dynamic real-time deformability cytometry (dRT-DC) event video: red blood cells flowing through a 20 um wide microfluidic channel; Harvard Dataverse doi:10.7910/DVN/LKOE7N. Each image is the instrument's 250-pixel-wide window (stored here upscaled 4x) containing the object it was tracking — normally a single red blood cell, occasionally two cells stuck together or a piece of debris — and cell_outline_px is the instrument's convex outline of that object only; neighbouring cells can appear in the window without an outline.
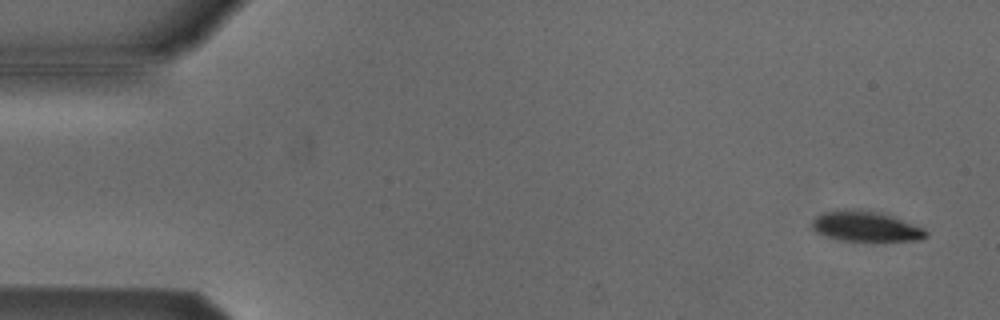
{"species": "Egyptian fruit bat (a non-hibernating species)", "species_latin": "Rousettus aegyptiacus", "temperature_condition": "cold", "stored_images_in_passage": 53, "camera_frame_rate_fps": 3000, "um_per_image_px": 0.085, "animal": {"sex": "male"}, "frame": {"image": 1, "passage_image": 3, "time_ms": 0.667, "image_size_px": [1000, 320], "cell_outline_px": [[928, 236], [920, 240], [844, 240], [824, 236], [816, 232], [812, 228], [812, 220], [820, 212], [844, 208], [860, 208], [892, 216], [924, 228], [928, 232]], "centroid_in_image_um": [73.54, 19.21], "position_along_channel_um": 11.5, "area_um2": 20.17}}
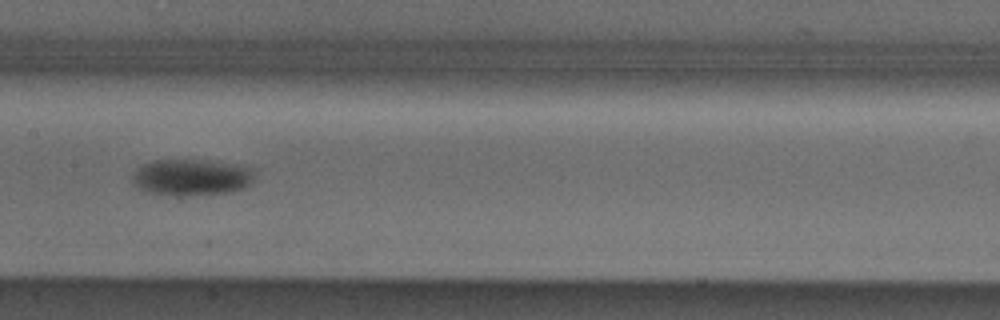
{"frame": {"image": 2, "passage_image": 27, "time_ms": 8.667, "image_size_px": [1000, 320], "cell_outline_px": [[252, 184], [244, 188], [228, 192], [148, 192], [132, 184], [132, 176], [136, 168], [152, 160], [204, 160], [236, 164], [248, 168], [252, 176]], "centroid_in_image_um": [16.24, 15.0], "position_along_channel_um": 191.2, "area_um2": 24.57}}
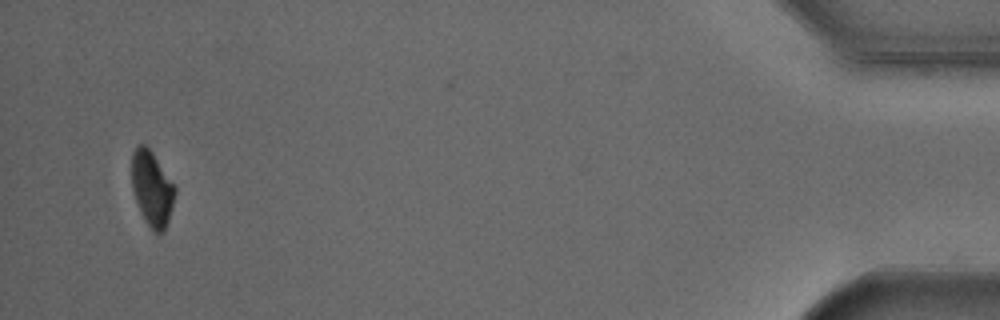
{"frame": {"image": 3, "passage_image": 52, "time_ms": 17.0, "image_size_px": [1000, 320], "cell_outline_px": [[176, 192], [172, 208], [164, 232], [156, 232], [144, 220], [136, 200], [132, 188], [132, 152], [136, 144], [144, 144], [152, 152], [176, 188]], "centroid_in_image_um": [12.91, 16.0], "position_along_channel_um": 422.3, "area_um2": 18.61}, "authors_computed_cell_mechanics": {"area_um2": 22.4842, "velocity_mm_per_s": 3.8083, "shape_relaxation_time_tau1_ms": 1.8482, "shape_relaxation_time_tau2_ms": null, "deformation_change_tau1": 0.079, "deformation_change_tau2": null}}